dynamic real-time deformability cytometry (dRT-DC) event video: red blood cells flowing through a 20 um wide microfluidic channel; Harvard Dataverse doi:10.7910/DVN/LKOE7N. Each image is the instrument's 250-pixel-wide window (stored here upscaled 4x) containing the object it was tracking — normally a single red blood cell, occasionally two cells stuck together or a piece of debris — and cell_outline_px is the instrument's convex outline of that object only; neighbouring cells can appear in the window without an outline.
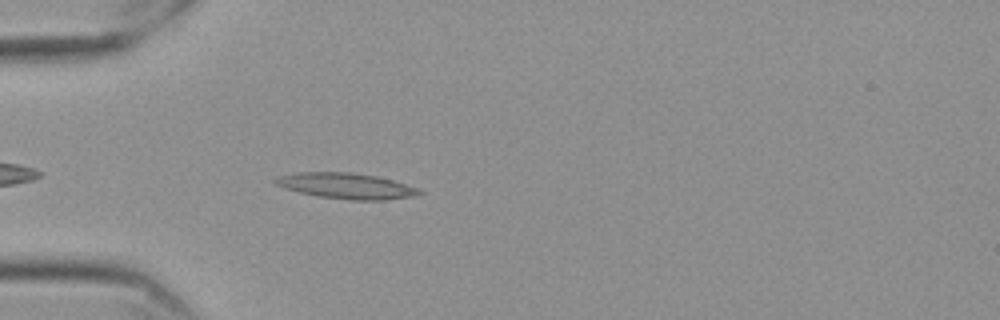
{"species": "Egyptian fruit bat (a non-hibernating species)", "species_latin": "Rousettus aegyptiacus", "temperature_condition": "cold", "stored_images_in_passage": 44, "camera_frame_rate_fps": 3000, "um_per_image_px": 0.085, "frame": {"image": 1, "passage_image": 4, "time_ms": 1.0, "image_size_px": [1000, 320], "cell_outline_px": [[424, 192], [408, 196], [384, 200], [352, 200], [320, 196], [300, 192], [284, 188], [276, 184], [272, 180], [276, 176], [300, 172], [348, 172], [376, 176], [392, 180], [416, 188]], "centroid_in_image_um": [29.35, 15.79], "position_along_channel_um": 55.7, "area_um2": 21.15}}
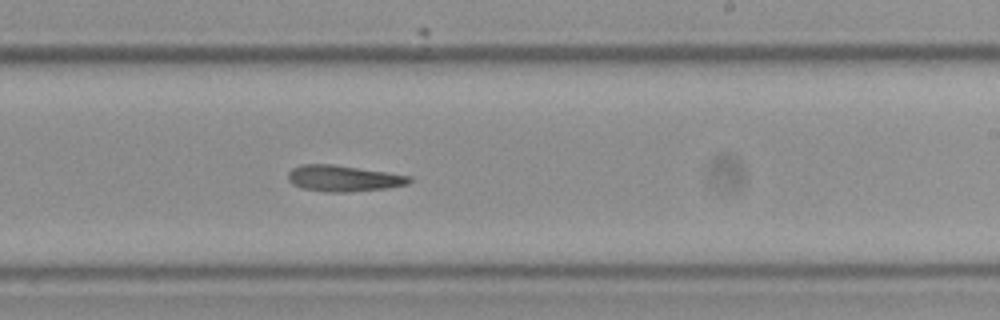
{"frame": {"image": 2, "passage_image": 22, "time_ms": 7.0, "image_size_px": [1000, 320], "cell_outline_px": [[412, 180], [408, 184], [388, 188], [348, 192], [324, 192], [300, 188], [292, 184], [288, 180], [288, 172], [292, 168], [300, 164], [332, 164], [388, 172], [412, 176]], "centroid_in_image_um": [29.18, 15.16], "position_along_channel_um": 259.8, "area_um2": 18.73}}
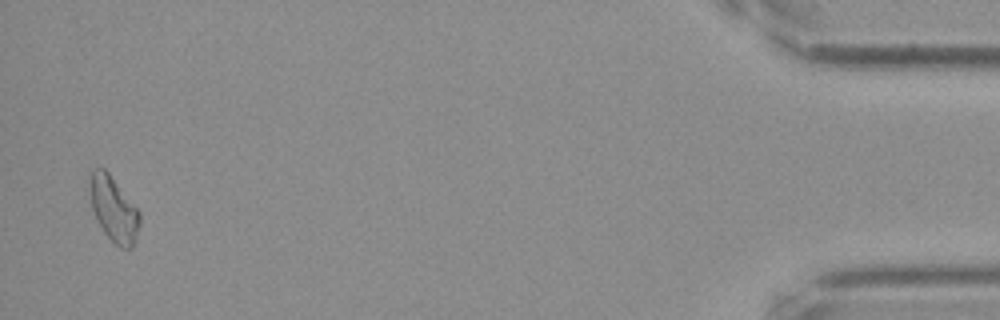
{"frame": {"image": 3, "passage_image": 43, "time_ms": 14.0, "image_size_px": [1000, 320], "cell_outline_px": [[140, 224], [136, 240], [132, 248], [120, 248], [104, 232], [92, 208], [92, 172], [96, 168], [104, 168], [108, 172], [140, 212]], "centroid_in_image_um": [9.73, 17.83], "position_along_channel_um": 425.5, "area_um2": 18.15}, "authors_computed_cell_mechanics": {"area_um2": 18.6694, "velocity_mm_per_s": 3.5385, "shape_relaxation_time_tau1_ms": 5.556, "shape_relaxation_time_tau2_ms": null, "deformation_change_tau1": 0.1718, "deformation_change_tau2": null}}